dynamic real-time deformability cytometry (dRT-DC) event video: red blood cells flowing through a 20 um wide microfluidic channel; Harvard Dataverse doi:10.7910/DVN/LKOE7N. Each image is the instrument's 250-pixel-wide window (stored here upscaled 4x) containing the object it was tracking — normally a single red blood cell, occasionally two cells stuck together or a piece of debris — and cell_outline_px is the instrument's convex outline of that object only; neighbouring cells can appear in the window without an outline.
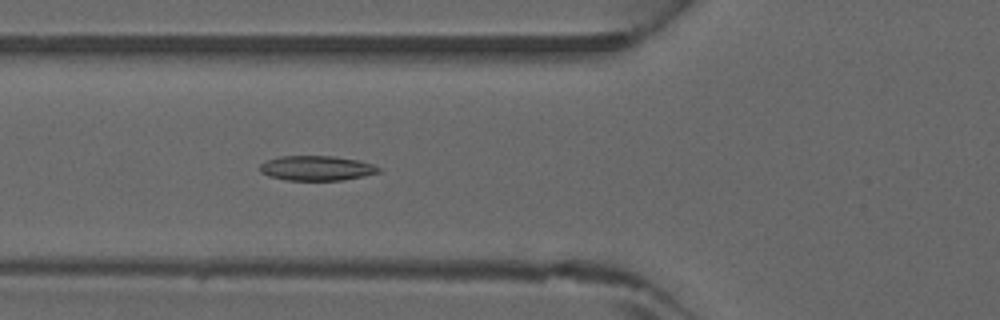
{"species": "common noctule bat (a hibernating species)", "species_latin": "Nyctalus noctula", "temperature_condition": "warm", "stored_images_in_passage": 32, "camera_frame_rate_fps": 3000, "um_per_image_px": 0.085, "animal": {"sex": "male", "forearm_length_mm": 52.5}, "frame": {"image": 1, "passage_image": 4, "time_ms": 1.0, "image_size_px": [1000, 320], "cell_outline_px": [[380, 172], [364, 176], [344, 180], [284, 180], [268, 176], [260, 172], [260, 164], [268, 160], [280, 156], [332, 156], [360, 160], [372, 164], [380, 168]], "centroid_in_image_um": [26.91, 14.3], "position_along_channel_um": 98.9, "area_um2": 17.22}}
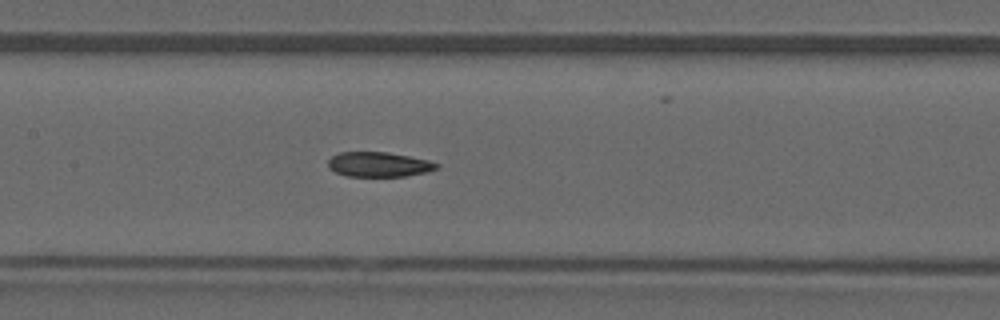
{"frame": {"image": 2, "passage_image": 9, "time_ms": 2.667, "image_size_px": [1000, 320], "cell_outline_px": [[440, 168], [424, 172], [404, 176], [348, 176], [336, 172], [328, 168], [328, 160], [332, 156], [340, 152], [384, 152], [408, 156], [428, 160], [440, 164]], "centroid_in_image_um": [32.19, 13.97], "position_along_channel_um": 175.2, "area_um2": 15.55}}
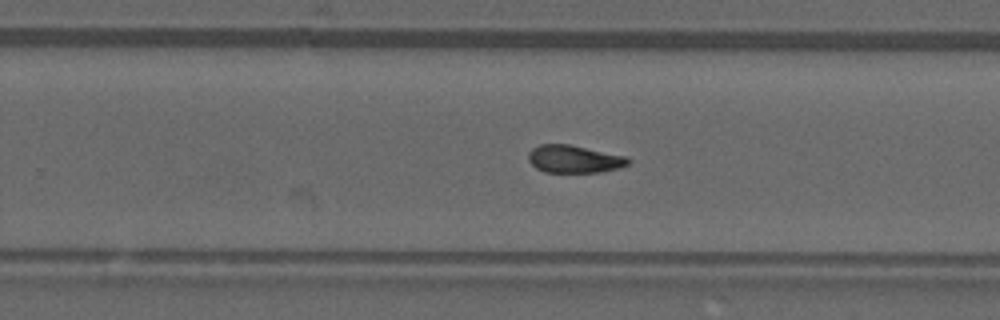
{"frame": {"image": 3, "passage_image": 16, "time_ms": 5.0, "image_size_px": [1000, 320], "cell_outline_px": [[632, 160], [628, 164], [620, 168], [600, 172], [544, 172], [536, 168], [528, 160], [528, 152], [532, 148], [540, 144], [568, 144], [628, 156]], "centroid_in_image_um": [48.82, 13.51], "position_along_channel_um": 281.0, "area_um2": 16.24}}